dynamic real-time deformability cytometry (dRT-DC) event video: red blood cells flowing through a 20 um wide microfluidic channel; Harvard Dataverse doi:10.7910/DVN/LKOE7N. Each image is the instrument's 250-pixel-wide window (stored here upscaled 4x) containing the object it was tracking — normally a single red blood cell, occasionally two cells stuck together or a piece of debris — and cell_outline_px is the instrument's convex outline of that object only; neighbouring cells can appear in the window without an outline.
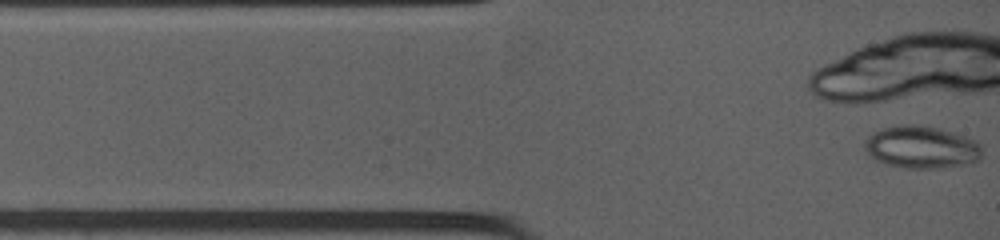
{"species": "common noctule bat (a hibernating species)", "species_latin": "Nyctalus noctula", "temperature_condition": "warm", "stored_images_in_passage": 2, "camera_frame_rate_fps": 4500, "um_per_image_px": 0.085, "animal": {"sex": "female", "body_mass_g": 19.0, "forearm_length_mm": 53.3}, "frame": {"image": 1, "passage_image": 1, "time_ms": 0.0, "image_size_px": [1000, 240], "cell_outline_px": [[980, 156], [976, 160], [932, 168], [908, 168], [888, 164], [880, 160], [868, 152], [864, 148], [864, 140], [868, 136], [884, 128], [932, 128], [948, 132], [972, 140], [980, 144]], "centroid_in_image_um": [78.27, 12.55], "position_along_channel_um": 6.7, "area_um2": 26.59}}